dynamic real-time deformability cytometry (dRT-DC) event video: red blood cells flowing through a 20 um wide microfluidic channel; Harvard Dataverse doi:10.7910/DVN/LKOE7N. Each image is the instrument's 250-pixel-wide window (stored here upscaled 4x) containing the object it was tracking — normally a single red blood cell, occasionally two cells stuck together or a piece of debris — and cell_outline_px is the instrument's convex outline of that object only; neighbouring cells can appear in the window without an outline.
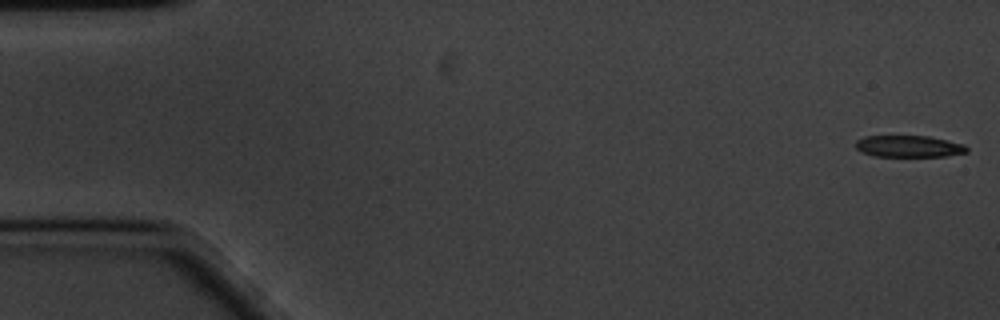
{"species": "common noctule bat (a hibernating species)", "species_latin": "Nyctalus noctula", "temperature_condition": "cold", "stored_images_in_passage": 59, "camera_frame_rate_fps": 3000, "um_per_image_px": 0.085, "animal": {"sex": "male", "body_mass_g": 20.1, "forearm_length_mm": 53.5}, "frame": {"image": 1, "passage_image": 1, "time_ms": 0.0, "image_size_px": [1000, 320], "cell_outline_px": [[968, 152], [948, 156], [872, 156], [856, 148], [856, 140], [864, 136], [928, 136], [964, 144], [968, 148]], "centroid_in_image_um": [77.27, 12.44], "position_along_channel_um": 7.7, "area_um2": 13.99}}
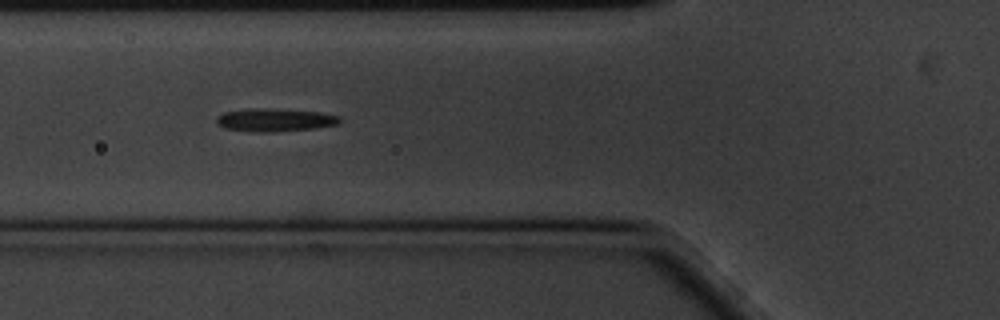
{"frame": {"image": 2, "passage_image": 21, "time_ms": 6.667, "image_size_px": [1000, 320], "cell_outline_px": [[340, 124], [312, 128], [272, 132], [252, 132], [224, 128], [216, 120], [216, 116], [224, 112], [248, 108], [264, 108], [320, 112], [340, 116]], "centroid_in_image_um": [23.34, 10.19], "position_along_channel_um": 102.5, "area_um2": 16.47}}
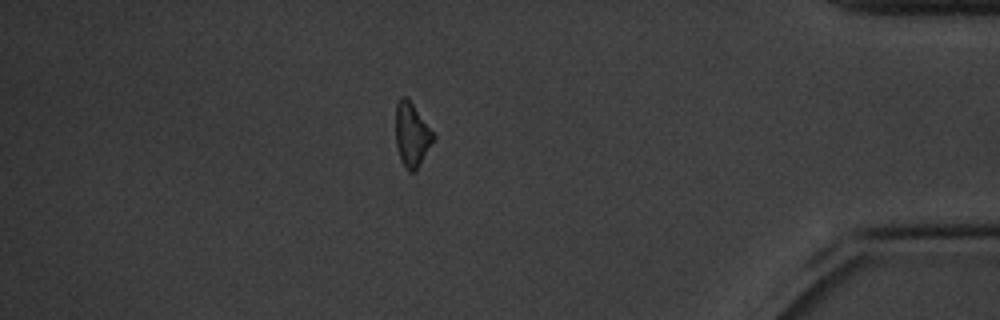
{"frame": {"image": 3, "passage_image": 51, "time_ms": 16.667, "image_size_px": [1000, 320], "cell_outline_px": [[436, 136], [416, 168], [412, 172], [408, 172], [404, 168], [400, 160], [396, 148], [396, 104], [400, 96], [404, 96], [412, 104]], "centroid_in_image_um": [34.96, 11.46], "position_along_channel_um": 400.2, "area_um2": 13.7}, "authors_computed_cell_mechanics": {"area_um2": 15.606, "velocity_mm_per_s": 3.3631, "shape_relaxation_time_tau1_ms": 2.0395, "shape_relaxation_time_tau2_ms": null, "deformation_change_tau1": 0.1026, "deformation_change_tau2": null}}